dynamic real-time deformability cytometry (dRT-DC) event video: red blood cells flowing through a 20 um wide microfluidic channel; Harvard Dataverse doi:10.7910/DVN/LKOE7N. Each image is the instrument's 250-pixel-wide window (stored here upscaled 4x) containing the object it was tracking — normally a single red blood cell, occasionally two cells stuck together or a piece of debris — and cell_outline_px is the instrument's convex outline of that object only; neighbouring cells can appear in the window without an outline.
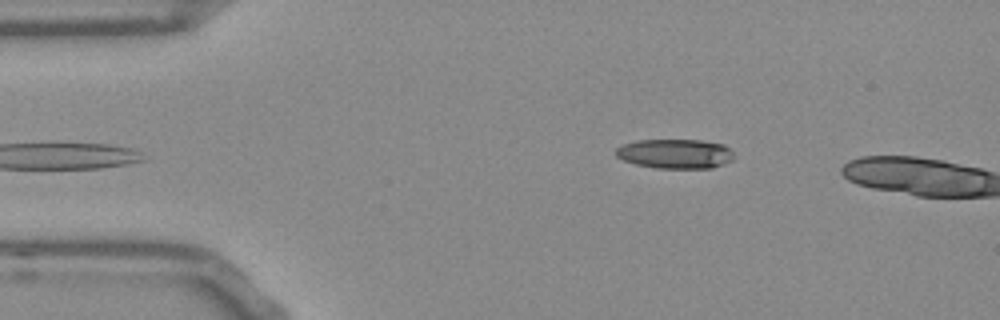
{"species": "Egyptian fruit bat (a non-hibernating species)", "species_latin": "Rousettus aegyptiacus", "temperature_condition": "room temperature", "stored_images_in_passage": 4, "camera_frame_rate_fps": 3000, "um_per_image_px": 0.085, "frame": {"image": 1, "passage_image": 1, "time_ms": 0.0, "image_size_px": [1000, 320], "cell_outline_px": [[736, 156], [732, 160], [724, 164], [712, 168], [656, 168], [636, 164], [624, 160], [616, 156], [616, 148], [624, 144], [636, 140], [700, 140], [724, 144]], "centroid_in_image_um": [57.42, 13.07], "position_along_channel_um": 27.6, "area_um2": 20.35}}